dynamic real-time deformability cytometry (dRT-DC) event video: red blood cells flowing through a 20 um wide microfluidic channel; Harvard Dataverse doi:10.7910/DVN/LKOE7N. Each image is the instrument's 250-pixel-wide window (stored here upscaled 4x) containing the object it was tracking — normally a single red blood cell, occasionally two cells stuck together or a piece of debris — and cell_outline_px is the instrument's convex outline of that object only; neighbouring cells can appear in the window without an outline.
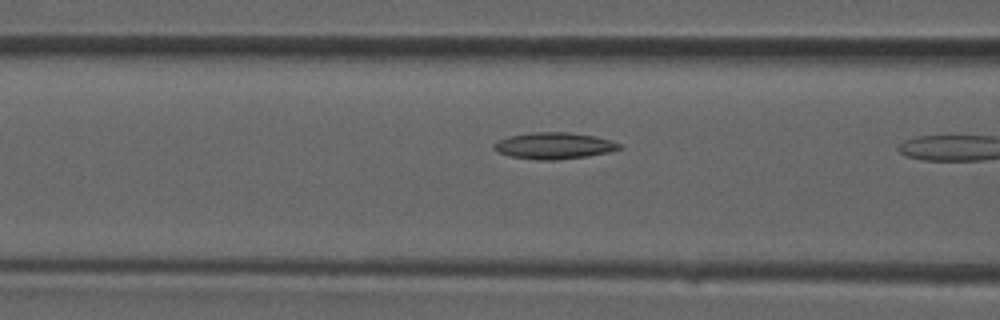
{"species": "common noctule bat (a hibernating species)", "species_latin": "Nyctalus noctula", "temperature_condition": "room temperature", "stored_images_in_passage": 8, "camera_frame_rate_fps": 3000, "um_per_image_px": 0.085, "animal": {"sex": "male", "forearm_length_mm": 52.5}, "frame": {"image": 1, "passage_image": 7, "time_ms": 2.0, "image_size_px": [1000, 320], "cell_outline_px": [[624, 148], [608, 152], [588, 156], [556, 160], [540, 160], [508, 156], [496, 152], [492, 148], [492, 144], [496, 140], [508, 136], [532, 132], [568, 132], [596, 136], [612, 140], [620, 144]], "centroid_in_image_um": [47.05, 12.38], "position_along_channel_um": 119.5, "area_um2": 19.71}}